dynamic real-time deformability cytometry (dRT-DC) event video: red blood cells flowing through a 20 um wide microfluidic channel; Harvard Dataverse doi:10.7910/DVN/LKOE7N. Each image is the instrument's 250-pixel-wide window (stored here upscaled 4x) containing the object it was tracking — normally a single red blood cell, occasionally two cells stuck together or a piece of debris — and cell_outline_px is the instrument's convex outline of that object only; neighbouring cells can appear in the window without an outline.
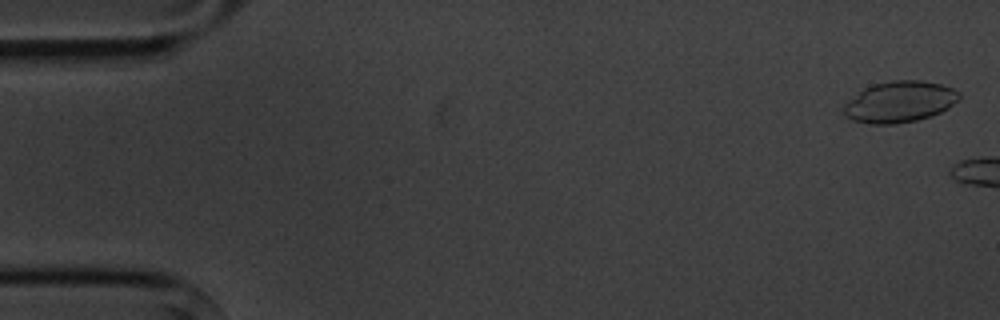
{"species": "common noctule bat (a hibernating species)", "species_latin": "Nyctalus noctula", "temperature_condition": "cold", "stored_images_in_passage": 7, "camera_frame_rate_fps": 3000, "um_per_image_px": 0.085, "animal": {"sex": "male", "body_mass_g": 20.1, "forearm_length_mm": 53.5}, "frame": {"image": 1, "passage_image": 1, "time_ms": 0.0, "image_size_px": [1000, 320], "cell_outline_px": [[960, 100], [948, 108], [940, 112], [916, 120], [896, 124], [872, 124], [852, 120], [844, 116], [844, 104], [848, 100], [864, 88], [872, 84], [892, 80], [920, 80], [940, 84], [952, 88], [960, 92]], "centroid_in_image_um": [76.46, 8.65], "position_along_channel_um": 8.5, "area_um2": 27.74}}
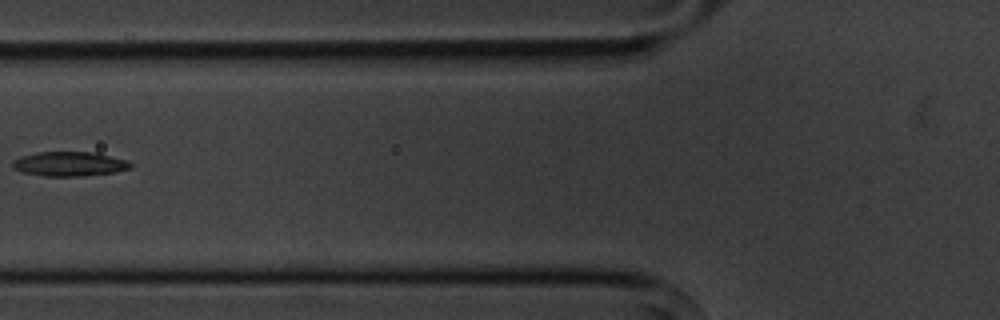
{"frame": {"image": 2, "passage_image": 7, "time_ms": 8.0, "image_size_px": [1000, 320], "cell_outline_px": [[132, 168], [112, 172], [84, 176], [44, 176], [24, 172], [12, 168], [12, 160], [20, 156], [36, 152], [96, 152], [128, 160], [132, 164]], "centroid_in_image_um": [5.9, 13.92], "position_along_channel_um": 119.9, "area_um2": 16.94}}